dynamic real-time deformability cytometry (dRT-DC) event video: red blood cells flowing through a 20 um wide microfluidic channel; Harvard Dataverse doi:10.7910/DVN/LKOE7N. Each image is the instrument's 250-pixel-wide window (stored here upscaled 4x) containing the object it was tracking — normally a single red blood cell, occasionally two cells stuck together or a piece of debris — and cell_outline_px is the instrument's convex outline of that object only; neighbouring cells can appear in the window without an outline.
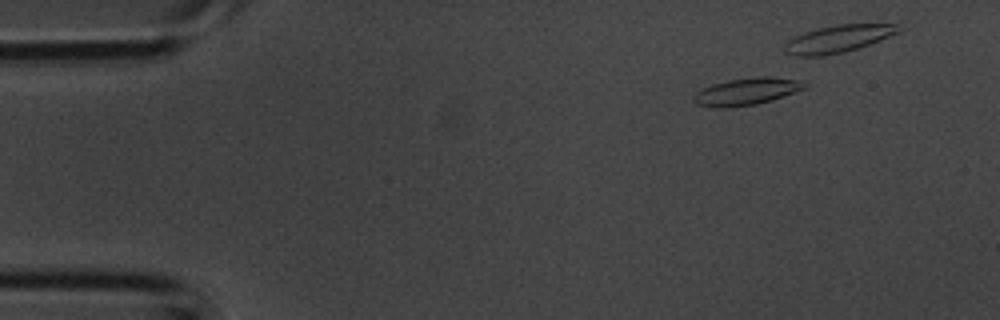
{"species": "common noctule bat (a hibernating species)", "species_latin": "Nyctalus noctula", "temperature_condition": "room temperature", "stored_images_in_passage": 3, "camera_frame_rate_fps": 3000, "um_per_image_px": 0.085, "animal": {"sex": "male", "body_mass_g": 20.1, "forearm_length_mm": 53.5}, "frame": {"image": 1, "passage_image": 3, "time_ms": 0.667, "image_size_px": [1000, 320], "cell_outline_px": [[808, 88], [772, 100], [756, 104], [720, 108], [696, 104], [692, 100], [692, 96], [696, 92], [712, 84], [728, 80], [756, 76], [764, 76], [800, 80], [808, 84]], "centroid_in_image_um": [63.49, 7.77], "position_along_channel_um": 21.5, "area_um2": 17.57}}